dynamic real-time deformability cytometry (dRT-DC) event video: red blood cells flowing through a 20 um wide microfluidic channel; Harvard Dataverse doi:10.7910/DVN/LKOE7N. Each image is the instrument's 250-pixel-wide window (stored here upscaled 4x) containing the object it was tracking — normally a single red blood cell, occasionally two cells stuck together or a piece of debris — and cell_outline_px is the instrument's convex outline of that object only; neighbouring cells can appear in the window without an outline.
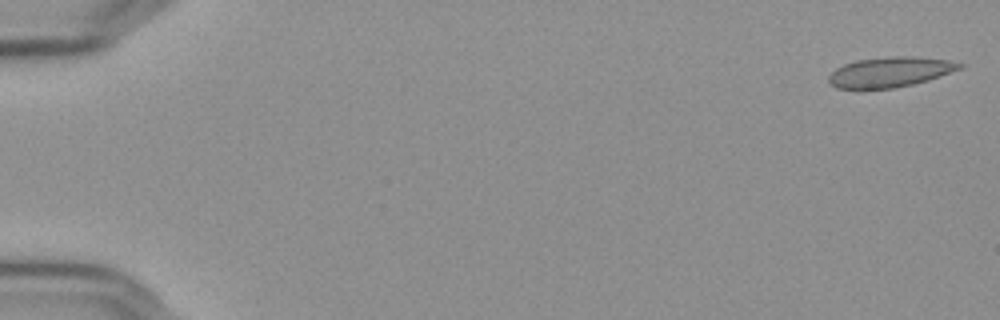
{"species": "Egyptian fruit bat (a non-hibernating species)", "species_latin": "Rousettus aegyptiacus", "temperature_condition": "cold", "stored_images_in_passage": 56, "camera_frame_rate_fps": 3000, "um_per_image_px": 0.085, "frame": {"image": 1, "passage_image": 1, "time_ms": 0.0, "image_size_px": [1000, 320], "cell_outline_px": [[964, 68], [928, 80], [912, 84], [892, 88], [836, 88], [828, 84], [828, 76], [836, 68], [844, 64], [856, 60], [888, 56], [912, 56], [948, 60], [964, 64]], "centroid_in_image_um": [75.65, 6.11], "position_along_channel_um": 9.3, "area_um2": 23.0}}
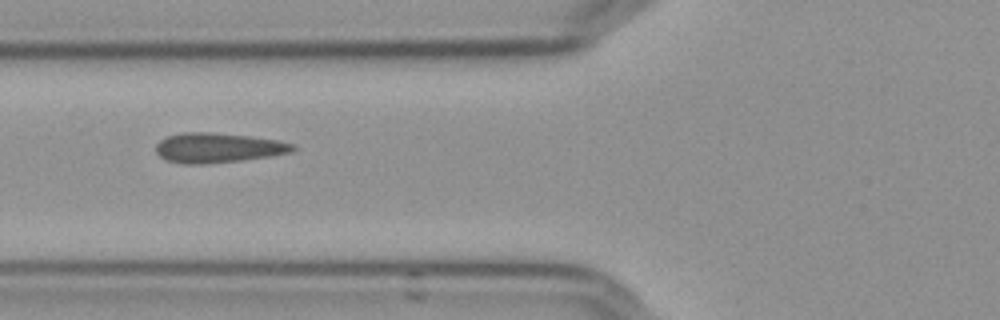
{"frame": {"image": 2, "passage_image": 22, "time_ms": 7.0, "image_size_px": [1000, 320], "cell_outline_px": [[296, 148], [292, 152], [272, 156], [244, 160], [204, 164], [184, 164], [168, 160], [160, 156], [156, 152], [156, 144], [160, 140], [168, 136], [184, 132], [212, 132], [248, 136], [280, 140], [296, 144]], "centroid_in_image_um": [18.58, 12.56], "position_along_channel_um": 107.2, "area_um2": 23.93}}
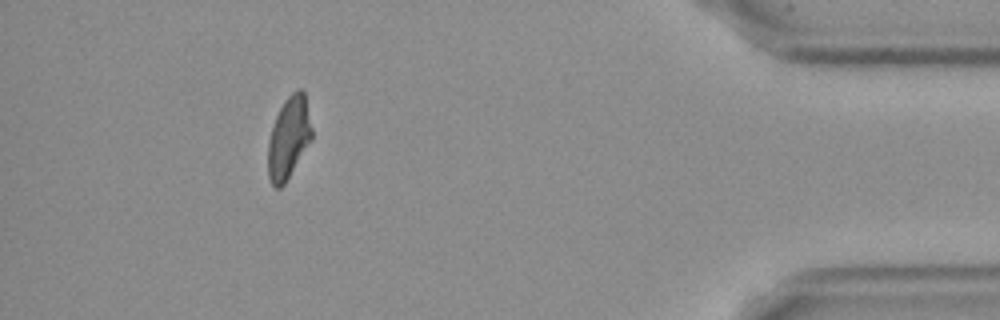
{"frame": {"image": 3, "passage_image": 51, "time_ms": 16.667, "image_size_px": [1000, 320], "cell_outline_px": [[312, 140], [284, 184], [280, 188], [276, 188], [272, 184], [268, 176], [268, 144], [272, 128], [276, 116], [284, 100], [296, 88], [304, 88], [312, 128]], "centroid_in_image_um": [24.56, 11.67], "position_along_channel_um": 410.6, "area_um2": 20.98}, "authors_computed_cell_mechanics": {"area_um2": 22.8888, "velocity_mm_per_s": 3.6427, "shape_relaxation_time_tau1_ms": null, "shape_relaxation_time_tau2_ms": 0.4906, "deformation_change_tau1": null, "deformation_change_tau2": 0.05}}